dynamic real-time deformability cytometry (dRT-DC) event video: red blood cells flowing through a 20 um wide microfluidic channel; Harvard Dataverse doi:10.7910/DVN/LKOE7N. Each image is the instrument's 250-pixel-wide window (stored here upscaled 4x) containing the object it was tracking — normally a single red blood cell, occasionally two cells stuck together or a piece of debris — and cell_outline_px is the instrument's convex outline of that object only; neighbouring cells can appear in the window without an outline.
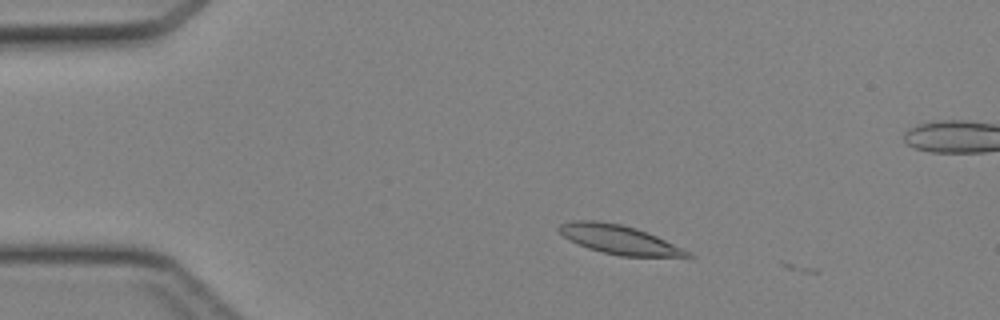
{"species": "Egyptian fruit bat (a non-hibernating species)", "species_latin": "Rousettus aegyptiacus", "temperature_condition": "cold", "stored_images_in_passage": 5, "camera_frame_rate_fps": 3000, "um_per_image_px": 0.085, "animal": {"sex": "female"}, "frame": {"image": 1, "passage_image": 3, "time_ms": 0.667, "image_size_px": [1000, 320], "cell_outline_px": [[696, 256], [620, 256], [588, 248], [564, 236], [556, 228], [560, 224], [576, 220], [596, 220], [620, 224], [636, 228], [656, 236], [692, 252]], "centroid_in_image_um": [52.63, 20.35], "position_along_channel_um": 32.4, "area_um2": 21.27}}